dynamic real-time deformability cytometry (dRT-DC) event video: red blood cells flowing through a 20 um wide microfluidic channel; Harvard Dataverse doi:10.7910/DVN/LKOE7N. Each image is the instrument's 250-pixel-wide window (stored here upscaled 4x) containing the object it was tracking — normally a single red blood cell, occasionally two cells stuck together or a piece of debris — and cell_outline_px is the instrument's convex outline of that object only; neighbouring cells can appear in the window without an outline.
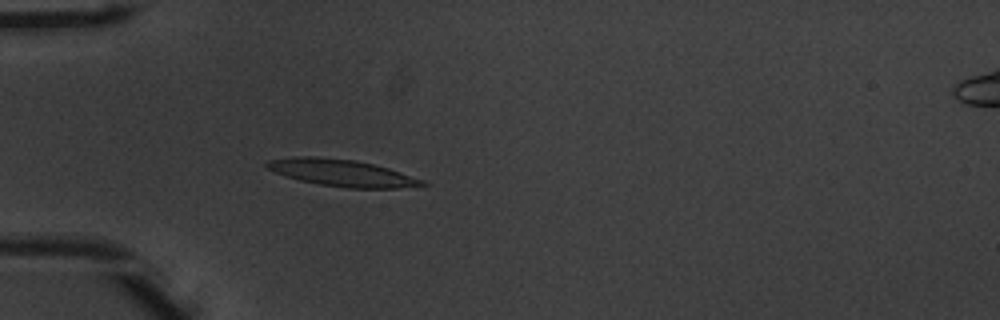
{"species": "common noctule bat (a hibernating species)", "species_latin": "Nyctalus noctula", "temperature_condition": "warm", "stored_images_in_passage": 53, "camera_frame_rate_fps": 3000, "um_per_image_px": 0.085, "animal": {"sex": "male", "body_mass_g": 20.1, "forearm_length_mm": 53.5}, "frame": {"image": 1, "passage_image": 17, "time_ms": 5.333, "image_size_px": [1000, 320], "cell_outline_px": [[428, 184], [396, 188], [348, 188], [320, 184], [300, 180], [264, 168], [264, 164], [268, 160], [292, 156], [316, 156], [356, 160], [388, 168], [424, 180]], "centroid_in_image_um": [29.01, 14.68], "position_along_channel_um": 56.0, "area_um2": 24.16}}
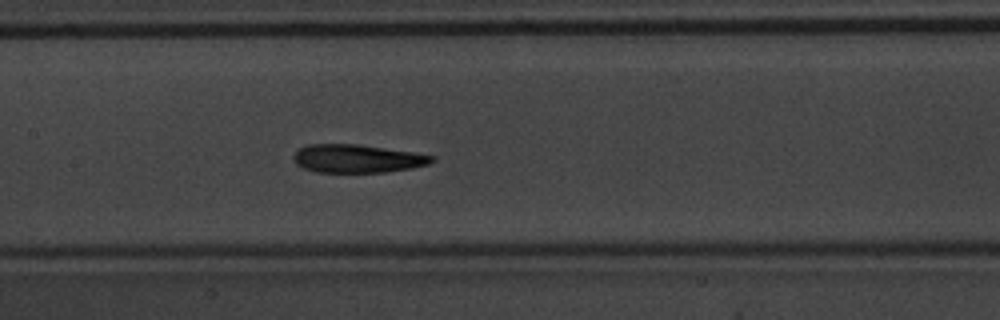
{"frame": {"image": 2, "passage_image": 27, "time_ms": 8.667, "image_size_px": [1000, 320], "cell_outline_px": [[436, 160], [428, 164], [412, 168], [384, 172], [316, 172], [304, 168], [296, 164], [292, 156], [300, 148], [308, 144], [356, 144], [416, 152], [436, 156]], "centroid_in_image_um": [30.4, 13.47], "position_along_channel_um": 177.0, "area_um2": 22.83}}
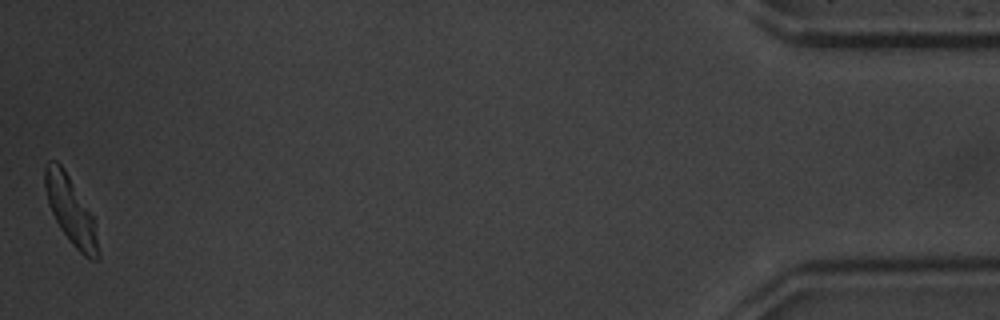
{"frame": {"image": 3, "passage_image": 53, "time_ms": 17.333, "image_size_px": [1000, 320], "cell_outline_px": [[100, 260], [92, 260], [84, 256], [72, 244], [60, 228], [48, 204], [44, 188], [44, 168], [48, 160], [56, 160], [64, 168], [92, 216], [100, 252]], "centroid_in_image_um": [5.98, 17.89], "position_along_channel_um": 429.2, "area_um2": 20.63}, "authors_computed_cell_mechanics": {"area_um2": 23.0044, "velocity_mm_per_s": 3.8986, "shape_relaxation_time_tau1_ms": 3.4267, "shape_relaxation_time_tau2_ms": 2.4456, "deformation_change_tau1": 0.178, "deformation_change_tau2": 0.1123}}